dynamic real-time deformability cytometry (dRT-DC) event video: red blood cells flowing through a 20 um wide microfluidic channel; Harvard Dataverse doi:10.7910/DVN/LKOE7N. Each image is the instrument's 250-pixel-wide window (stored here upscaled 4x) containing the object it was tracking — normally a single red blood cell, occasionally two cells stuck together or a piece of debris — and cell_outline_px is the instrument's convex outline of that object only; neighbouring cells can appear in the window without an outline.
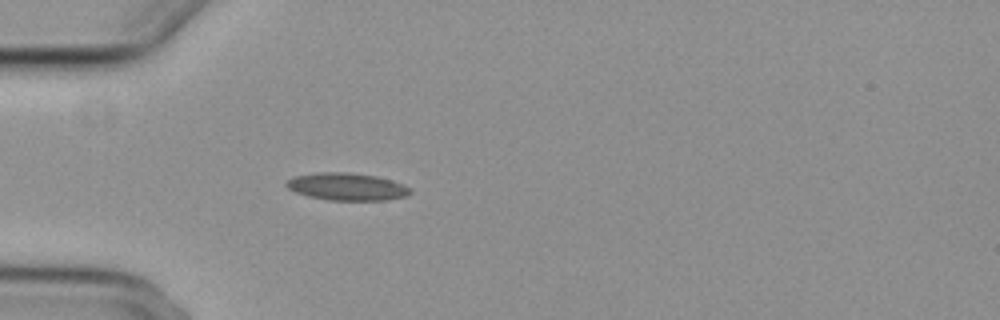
{"species": "common noctule bat (a hibernating species)", "species_latin": "Nyctalus noctula", "temperature_condition": "cold", "stored_images_in_passage": 1, "camera_frame_rate_fps": 3000, "um_per_image_px": 0.085, "animal": {"sex": "female", "body_mass_g": 29.2, "forearm_length_mm": 56.3}, "frame": {"image": 1, "passage_image": 1, "time_ms": 0.0, "image_size_px": [1000, 320], "cell_outline_px": [[412, 192], [408, 196], [388, 200], [328, 200], [308, 196], [296, 192], [288, 188], [284, 184], [288, 180], [296, 176], [320, 172], [344, 172], [376, 176], [392, 180], [412, 188]], "centroid_in_image_um": [29.53, 15.87], "position_along_channel_um": 55.5, "area_um2": 19.77}}